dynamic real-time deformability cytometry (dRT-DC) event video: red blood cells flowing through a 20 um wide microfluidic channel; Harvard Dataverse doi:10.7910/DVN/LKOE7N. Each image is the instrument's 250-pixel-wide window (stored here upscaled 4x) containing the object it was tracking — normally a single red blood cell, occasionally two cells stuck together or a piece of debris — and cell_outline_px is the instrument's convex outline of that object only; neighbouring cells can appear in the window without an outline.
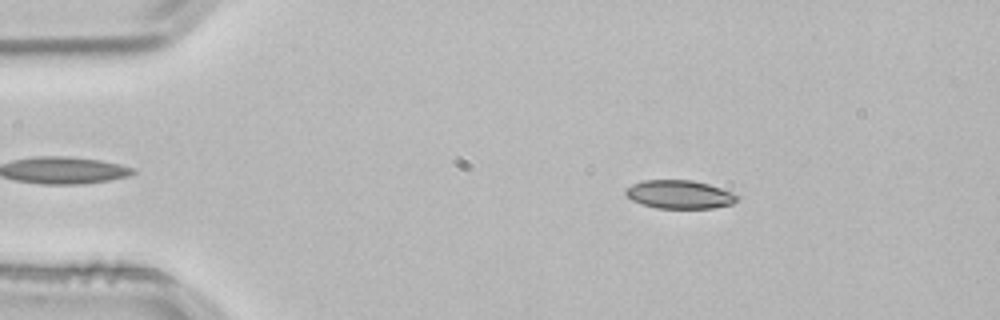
{"species": "common noctule bat (a hibernating species)", "species_latin": "Nyctalus noctula", "temperature_condition": "room temperature", "stored_images_in_passage": 52, "camera_frame_rate_fps": 3000, "um_per_image_px": 0.085, "animal": {"sex": "male", "body_mass_g": 21.5, "forearm_length_mm": 52.0}, "frame": {"image": 1, "passage_image": 8, "time_ms": 2.333, "image_size_px": [1000, 320], "cell_outline_px": [[740, 196], [732, 204], [712, 208], [656, 208], [640, 204], [632, 200], [624, 192], [632, 184], [644, 180], [692, 180], [708, 184], [720, 188]], "centroid_in_image_um": [57.74, 16.53], "position_along_channel_um": 27.3, "area_um2": 18.32}}
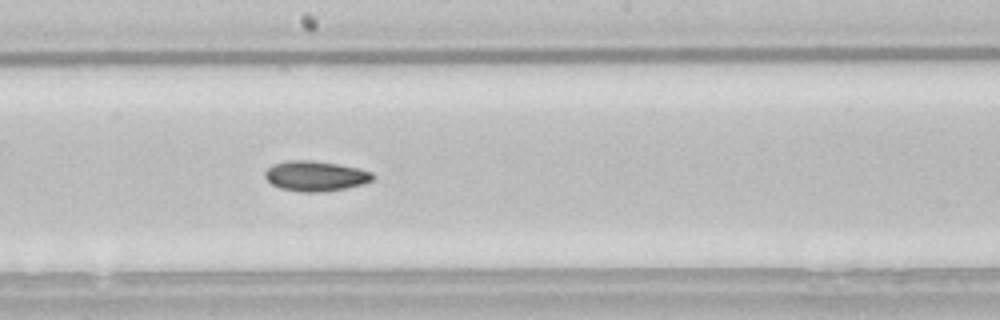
{"frame": {"image": 2, "passage_image": 28, "time_ms": 9.0, "image_size_px": [1000, 320], "cell_outline_px": [[372, 180], [364, 184], [324, 192], [300, 192], [280, 188], [272, 184], [264, 176], [264, 172], [272, 164], [288, 160], [312, 160], [360, 168], [372, 172]], "centroid_in_image_um": [26.79, 14.96], "position_along_channel_um": 221.4, "area_um2": 18.96}}
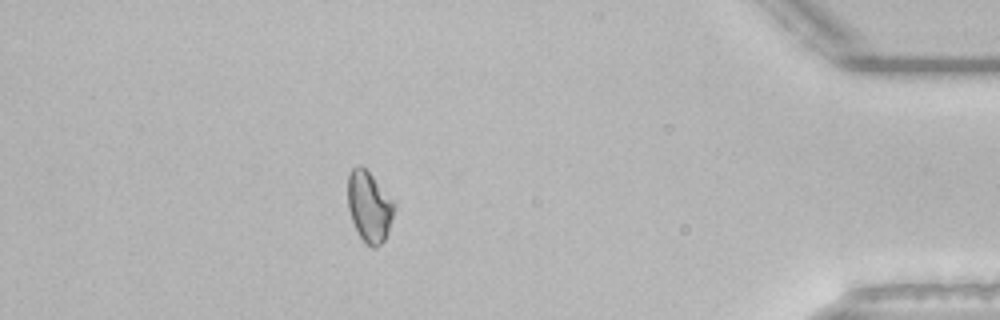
{"frame": {"image": 3, "passage_image": 46, "time_ms": 15.0, "image_size_px": [1000, 320], "cell_outline_px": [[396, 208], [388, 232], [384, 240], [376, 248], [372, 248], [360, 236], [352, 220], [348, 208], [348, 172], [356, 164], [360, 164], [372, 176], [396, 204]], "centroid_in_image_um": [31.39, 17.55], "position_along_channel_um": 403.8, "area_um2": 19.02}, "authors_computed_cell_mechanics": {"area_um2": 18.5827, "velocity_mm_per_s": 3.8331, "shape_relaxation_time_tau1_ms": null, "shape_relaxation_time_tau2_ms": 4.4354, "deformation_change_tau1": null, "deformation_change_tau2": 0.068}}